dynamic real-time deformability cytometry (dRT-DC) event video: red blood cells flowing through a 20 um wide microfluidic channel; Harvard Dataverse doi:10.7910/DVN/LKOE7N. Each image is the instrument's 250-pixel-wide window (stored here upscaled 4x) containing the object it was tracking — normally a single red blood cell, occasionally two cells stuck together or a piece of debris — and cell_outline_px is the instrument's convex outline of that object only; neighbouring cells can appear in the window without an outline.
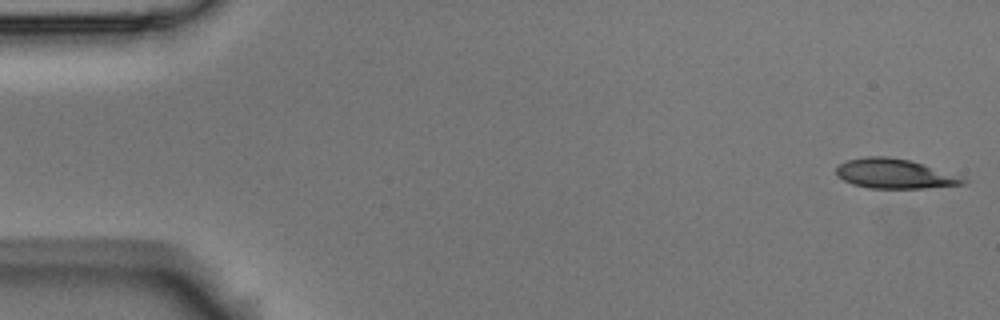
{"species": "Egyptian fruit bat (a non-hibernating species)", "species_latin": "Rousettus aegyptiacus", "temperature_condition": "room temperature", "stored_images_in_passage": 55, "camera_frame_rate_fps": 3000, "um_per_image_px": 0.085, "animal": {"sex": "male"}, "frame": {"image": 1, "passage_image": 1, "time_ms": 0.0, "image_size_px": [1000, 320], "cell_outline_px": [[968, 180], [964, 184], [924, 188], [868, 188], [852, 184], [836, 176], [836, 168], [840, 164], [848, 160], [868, 156], [888, 156], [908, 160], [960, 176]], "centroid_in_image_um": [76.0, 14.77], "position_along_channel_um": 9.0, "area_um2": 21.62}}
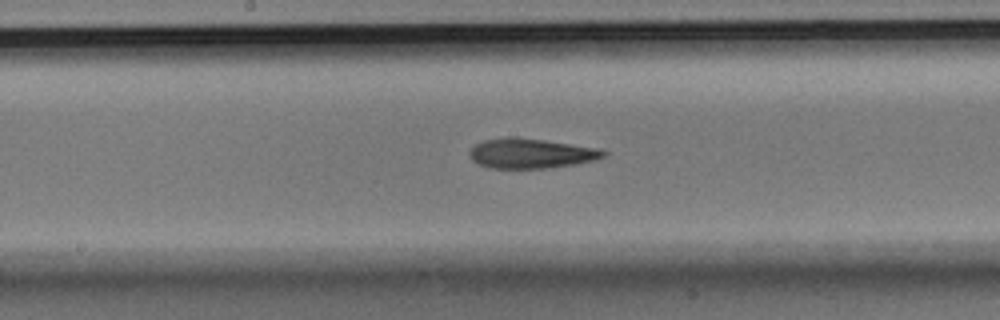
{"frame": {"image": 2, "passage_image": 28, "time_ms": 9.0, "image_size_px": [1000, 320], "cell_outline_px": [[608, 152], [604, 156], [596, 160], [576, 164], [548, 168], [488, 168], [472, 160], [472, 148], [476, 144], [484, 140], [508, 136], [544, 140], [604, 148]], "centroid_in_image_um": [45.23, 13.03], "position_along_channel_um": 203.0, "area_um2": 23.35}}
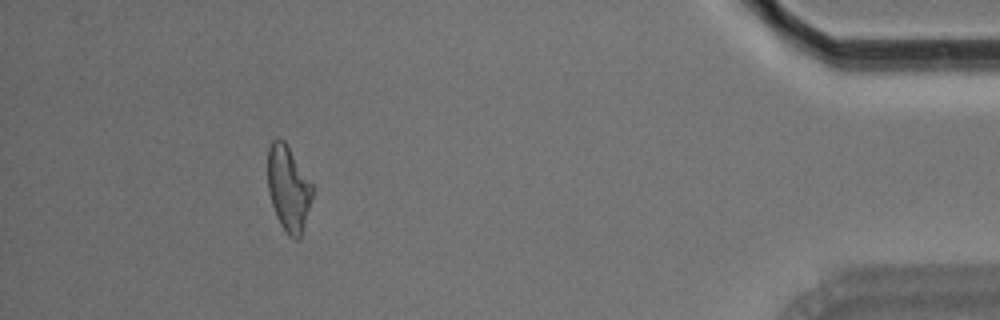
{"frame": {"image": 3, "passage_image": 50, "time_ms": 16.333, "image_size_px": [1000, 320], "cell_outline_px": [[312, 196], [300, 240], [296, 240], [288, 236], [280, 224], [276, 216], [268, 192], [268, 148], [272, 140], [276, 136], [284, 140], [312, 184]], "centroid_in_image_um": [24.49, 16.02], "position_along_channel_um": 410.7, "area_um2": 22.14}, "authors_computed_cell_mechanics": {"area_um2": 23.12, "velocity_mm_per_s": 3.6155, "shape_relaxation_time_tau1_ms": 10.8795, "shape_relaxation_time_tau2_ms": 5.339, "deformation_change_tau1": 0.2354, "deformation_change_tau2": 0.1551}}